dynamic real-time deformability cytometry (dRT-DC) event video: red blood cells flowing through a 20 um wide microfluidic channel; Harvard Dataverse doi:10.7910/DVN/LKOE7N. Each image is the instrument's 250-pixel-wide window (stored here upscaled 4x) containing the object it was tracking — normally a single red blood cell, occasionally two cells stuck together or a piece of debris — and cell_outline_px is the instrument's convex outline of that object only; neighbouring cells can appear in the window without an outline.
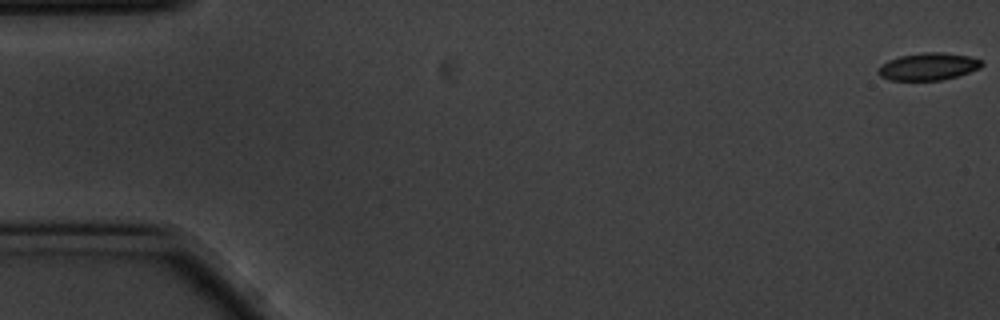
{"species": "common noctule bat (a hibernating species)", "species_latin": "Nyctalus noctula", "temperature_condition": "cold", "stored_images_in_passage": 58, "camera_frame_rate_fps": 3000, "um_per_image_px": 0.085, "animal": {"sex": "male", "body_mass_g": 20.1, "forearm_length_mm": 53.5}, "frame": {"image": 1, "passage_image": 1, "time_ms": 0.0, "image_size_px": [1000, 320], "cell_outline_px": [[984, 64], [980, 68], [944, 80], [888, 80], [880, 76], [876, 72], [880, 64], [888, 60], [900, 56], [924, 52], [944, 52], [968, 56], [984, 60]], "centroid_in_image_um": [78.89, 5.65], "position_along_channel_um": 6.1, "area_um2": 16.65}}
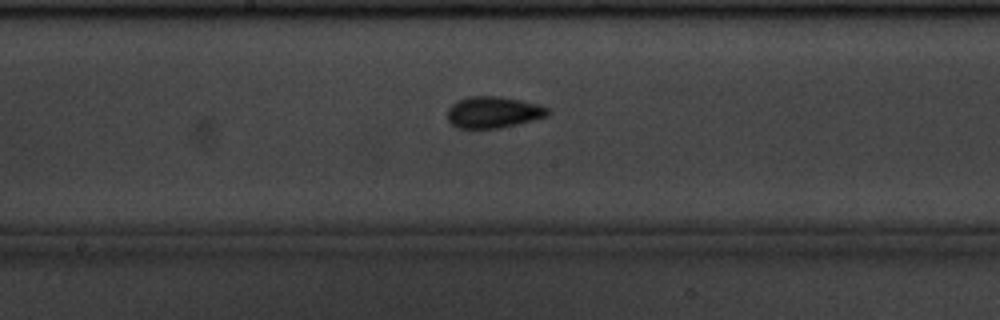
{"frame": {"image": 2, "passage_image": 30, "time_ms": 9.667, "image_size_px": [1000, 320], "cell_outline_px": [[548, 116], [500, 128], [456, 128], [448, 120], [448, 108], [456, 100], [472, 96], [500, 96], [540, 104], [548, 108]], "centroid_in_image_um": [41.92, 9.53], "position_along_channel_um": 206.3, "area_um2": 18.38}}
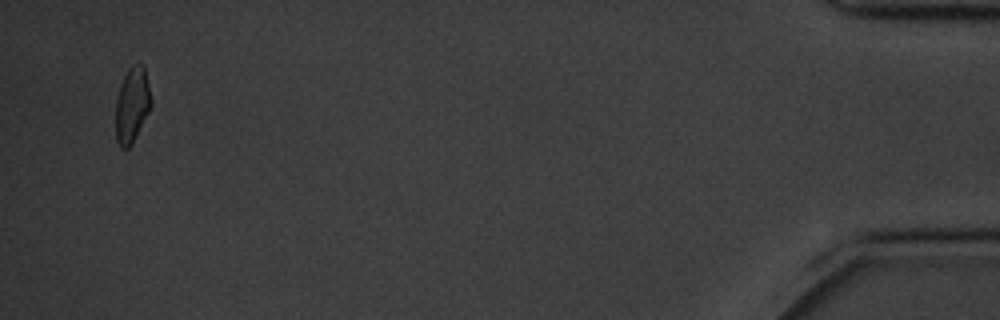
{"frame": {"image": 3, "passage_image": 56, "time_ms": 18.333, "image_size_px": [1000, 320], "cell_outline_px": [[152, 104], [132, 144], [128, 148], [120, 148], [116, 140], [116, 100], [120, 84], [128, 68], [132, 64], [144, 64], [152, 100]], "centroid_in_image_um": [11.23, 8.9], "position_along_channel_um": 424.0, "area_um2": 15.61}, "authors_computed_cell_mechanics": {"area_um2": 16.8198, "velocity_mm_per_s": 3.4951, "shape_relaxation_time_tau1_ms": 3.7497, "shape_relaxation_time_tau2_ms": 1.4651, "deformation_change_tau1": 0.0906, "deformation_change_tau2": 0.0549}}